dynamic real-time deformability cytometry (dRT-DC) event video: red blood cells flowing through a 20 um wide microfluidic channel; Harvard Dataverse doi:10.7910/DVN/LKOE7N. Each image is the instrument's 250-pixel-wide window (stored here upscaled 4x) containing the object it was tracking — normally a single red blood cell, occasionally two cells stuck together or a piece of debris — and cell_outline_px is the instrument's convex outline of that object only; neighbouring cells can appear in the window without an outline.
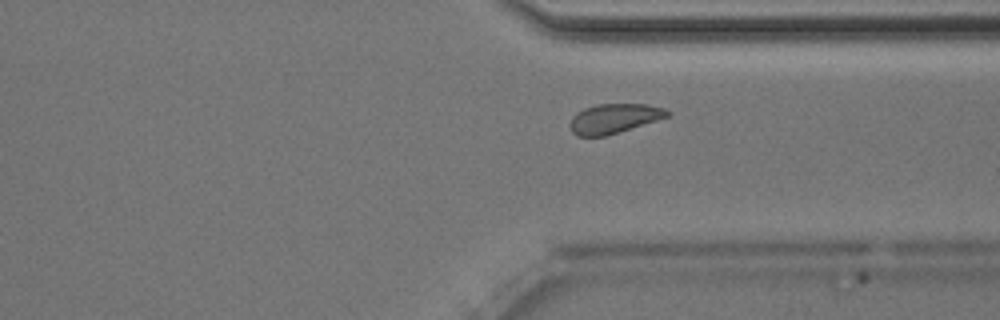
{"species": "Egyptian fruit bat (a non-hibernating species)", "species_latin": "Rousettus aegyptiacus", "temperature_condition": "room temperature", "stored_images_in_passage": 42, "camera_frame_rate_fps": 3000, "um_per_image_px": 0.085, "animal": {"sex": "male"}, "frame": {"image": 1, "passage_image": 30, "time_ms": 9.667, "image_size_px": [1000, 320], "cell_outline_px": [[672, 112], [668, 116], [656, 120], [604, 136], [576, 136], [572, 132], [572, 116], [576, 112], [584, 108], [596, 104], [644, 104], [664, 108]], "centroid_in_image_um": [52.18, 10.05], "position_along_channel_um": 359.2, "area_um2": 16.42}, "authors_computed_cell_mechanics": {"area_um2": 17.1666, "velocity_mm_per_s": 3.9703, "shape_relaxation_time_tau1_ms": 3.9624, "shape_relaxation_time_tau2_ms": 5.68, "deformation_change_tau1": 0.0666, "deformation_change_tau2": 0.0961}}